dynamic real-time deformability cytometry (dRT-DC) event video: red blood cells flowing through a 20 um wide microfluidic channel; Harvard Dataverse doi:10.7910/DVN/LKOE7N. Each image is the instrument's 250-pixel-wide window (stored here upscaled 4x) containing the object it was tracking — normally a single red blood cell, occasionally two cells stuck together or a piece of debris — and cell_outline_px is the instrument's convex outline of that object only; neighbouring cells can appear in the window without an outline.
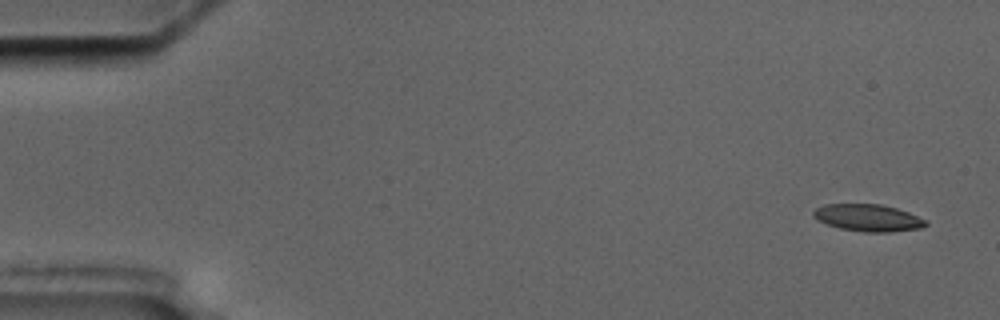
{"species": "common noctule bat (a hibernating species)", "species_latin": "Nyctalus noctula", "temperature_condition": "cold", "stored_images_in_passage": 4, "camera_frame_rate_fps": 3000, "um_per_image_px": 0.085, "animal": {"sex": "male", "body_mass_g": 17.5, "forearm_length_mm": 52.3}, "frame": {"image": 1, "passage_image": 1, "time_ms": 0.0, "image_size_px": [1000, 320], "cell_outline_px": [[928, 224], [920, 228], [888, 232], [864, 232], [840, 228], [816, 220], [812, 216], [812, 212], [816, 208], [824, 204], [880, 204], [896, 208], [908, 212], [928, 220]], "centroid_in_image_um": [73.77, 18.51], "position_along_channel_um": 11.2, "area_um2": 17.74}}